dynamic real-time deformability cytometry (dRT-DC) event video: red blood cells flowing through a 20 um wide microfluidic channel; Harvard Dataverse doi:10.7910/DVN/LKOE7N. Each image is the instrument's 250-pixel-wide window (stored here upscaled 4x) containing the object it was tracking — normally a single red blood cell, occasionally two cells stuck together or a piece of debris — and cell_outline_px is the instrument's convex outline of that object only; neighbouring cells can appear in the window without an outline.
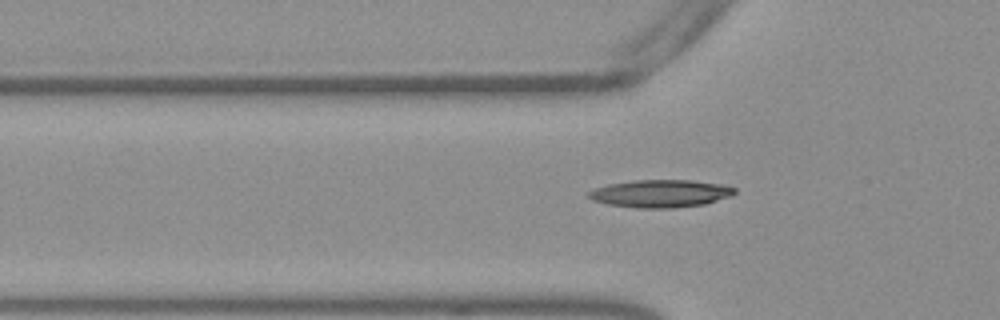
{"species": "Egyptian fruit bat (a non-hibernating species)", "species_latin": "Rousettus aegyptiacus", "temperature_condition": "warm", "stored_images_in_passage": 54, "camera_frame_rate_fps": 3000, "um_per_image_px": 0.085, "frame": {"image": 1, "passage_image": 18, "time_ms": 5.667, "image_size_px": [1000, 320], "cell_outline_px": [[736, 192], [732, 196], [704, 204], [672, 208], [636, 208], [608, 204], [592, 200], [588, 196], [588, 192], [596, 188], [608, 184], [636, 180], [692, 180], [720, 184], [736, 188]], "centroid_in_image_um": [56.16, 16.45], "position_along_channel_um": 69.6, "area_um2": 23.47}}
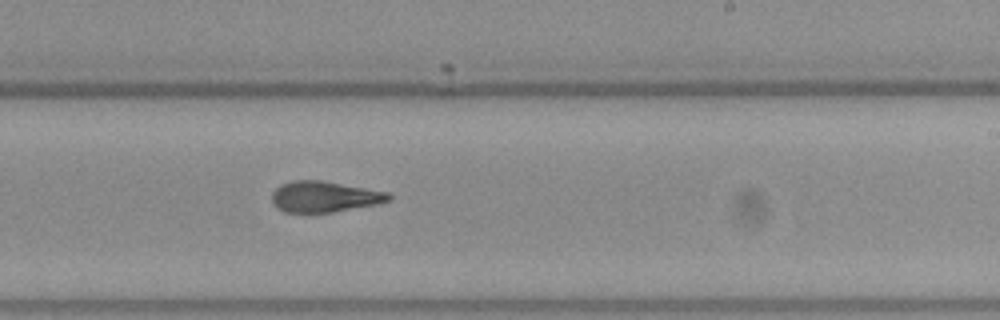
{"frame": {"image": 2, "passage_image": 33, "time_ms": 10.667, "image_size_px": [1000, 320], "cell_outline_px": [[392, 200], [376, 204], [332, 212], [284, 212], [276, 208], [272, 204], [272, 192], [280, 184], [292, 180], [320, 180], [388, 192], [392, 196]], "centroid_in_image_um": [27.54, 16.71], "position_along_channel_um": 261.5, "area_um2": 21.04}}
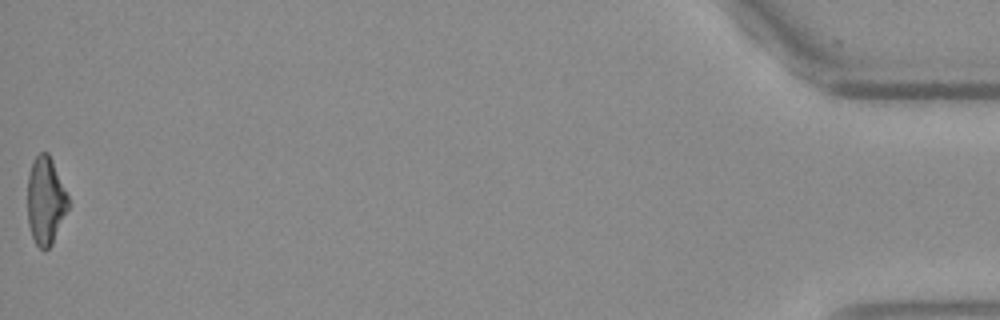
{"frame": {"image": 3, "passage_image": 54, "time_ms": 17.667, "image_size_px": [1000, 320], "cell_outline_px": [[68, 208], [52, 244], [44, 252], [36, 244], [32, 236], [28, 224], [28, 176], [32, 164], [36, 156], [40, 152], [48, 152], [52, 160], [68, 196]], "centroid_in_image_um": [3.87, 17.08], "position_along_channel_um": 431.3, "area_um2": 20.52}, "authors_computed_cell_mechanics": {"area_um2": 21.5016, "velocity_mm_per_s": 3.816, "shape_relaxation_time_tau1_ms": 9.4242, "shape_relaxation_time_tau2_ms": 2.688, "deformation_change_tau1": 0.252, "deformation_change_tau2": 0.1227}}